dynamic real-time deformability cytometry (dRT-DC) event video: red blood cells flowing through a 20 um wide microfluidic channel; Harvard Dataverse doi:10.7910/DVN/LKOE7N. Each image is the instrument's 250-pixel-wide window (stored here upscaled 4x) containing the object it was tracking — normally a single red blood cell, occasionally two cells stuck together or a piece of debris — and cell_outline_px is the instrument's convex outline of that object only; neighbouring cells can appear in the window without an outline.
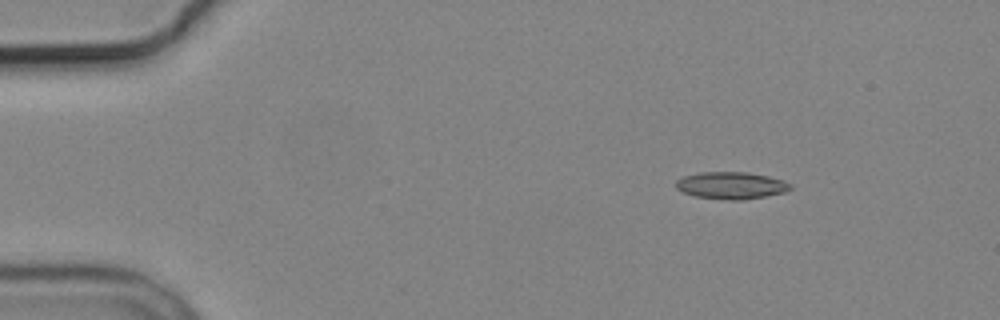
{"species": "common noctule bat (a hibernating species)", "species_latin": "Nyctalus noctula", "temperature_condition": "cold", "stored_images_in_passage": 5, "camera_frame_rate_fps": 3000, "um_per_image_px": 0.085, "animal": {"sex": "male", "body_mass_g": 19.2, "forearm_length_mm": 51.8}, "frame": {"image": 1, "passage_image": 1, "time_ms": 0.0, "image_size_px": [1000, 320], "cell_outline_px": [[792, 188], [784, 192], [744, 200], [728, 200], [696, 196], [684, 192], [676, 188], [676, 180], [684, 176], [700, 172], [748, 172], [768, 176], [784, 180], [792, 184]], "centroid_in_image_um": [62.17, 15.75], "position_along_channel_um": 22.8, "area_um2": 18.03}}
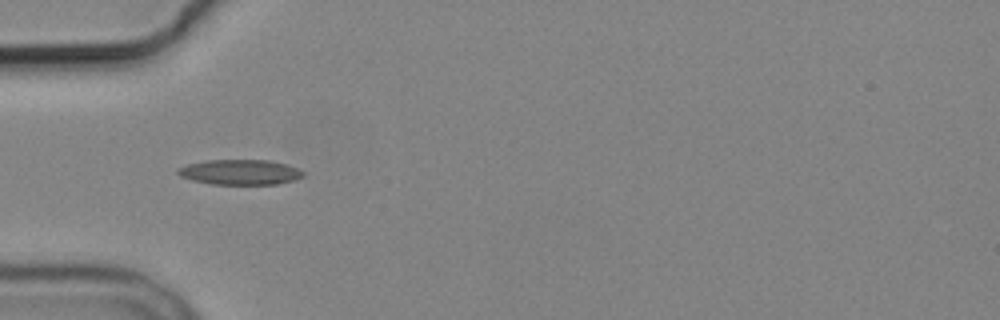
{"frame": {"image": 2, "passage_image": 4, "time_ms": 3.333, "image_size_px": [1000, 320], "cell_outline_px": [[304, 176], [292, 180], [276, 184], [212, 184], [192, 180], [180, 176], [176, 172], [176, 168], [188, 164], [208, 160], [268, 160], [284, 164], [296, 168], [304, 172]], "centroid_in_image_um": [20.36, 14.63], "position_along_channel_um": 64.6, "area_um2": 18.21}}
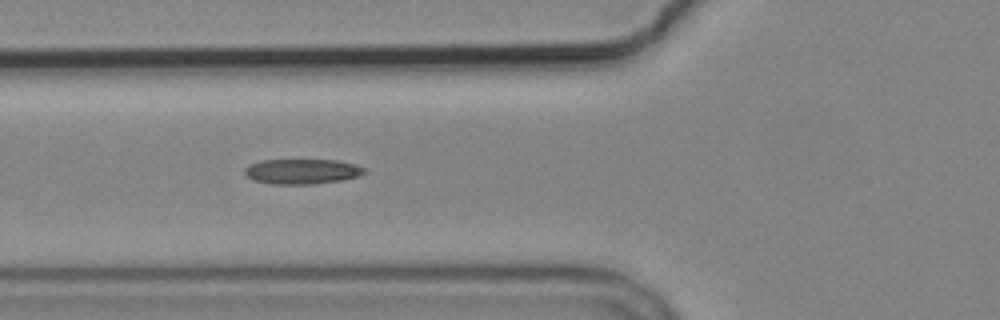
{"frame": {"image": 3, "passage_image": 5, "time_ms": 4.333, "image_size_px": [1000, 320], "cell_outline_px": [[368, 172], [356, 176], [340, 180], [312, 184], [272, 184], [252, 180], [244, 172], [244, 168], [248, 164], [260, 160], [336, 160], [356, 164], [368, 168]], "centroid_in_image_um": [25.67, 14.56], "position_along_channel_um": 100.1, "area_um2": 17.63}}